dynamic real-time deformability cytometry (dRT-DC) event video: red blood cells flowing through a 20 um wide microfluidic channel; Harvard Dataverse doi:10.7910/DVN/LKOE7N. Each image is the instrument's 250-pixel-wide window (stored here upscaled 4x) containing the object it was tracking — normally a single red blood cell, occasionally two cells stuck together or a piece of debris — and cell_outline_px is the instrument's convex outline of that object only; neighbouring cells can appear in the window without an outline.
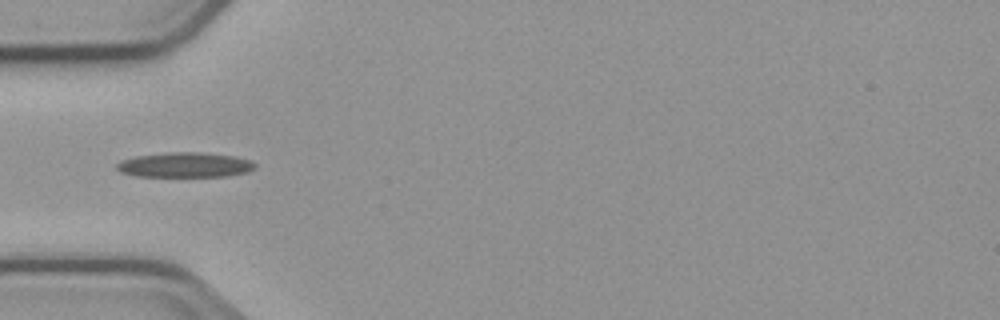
{"species": "common noctule bat (a hibernating species)", "species_latin": "Nyctalus noctula", "temperature_condition": "cold", "stored_images_in_passage": 8, "camera_frame_rate_fps": 3000, "um_per_image_px": 0.085, "animal": {"sex": "male", "body_mass_g": 23.1, "forearm_length_mm": 52.7}, "frame": {"image": 1, "passage_image": 5, "time_ms": 4.667, "image_size_px": [1000, 320], "cell_outline_px": [[256, 168], [248, 172], [228, 176], [136, 176], [120, 172], [116, 168], [116, 164], [120, 160], [136, 156], [172, 152], [200, 152], [236, 156], [252, 160], [256, 164]], "centroid_in_image_um": [15.75, 14.01], "position_along_channel_um": 69.2, "area_um2": 20.23}}
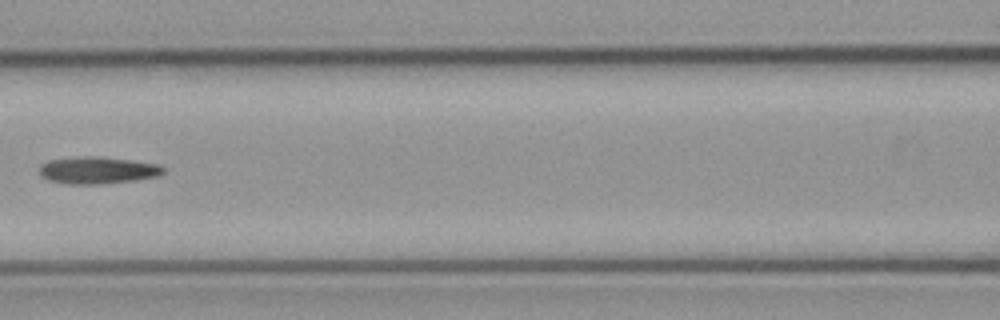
{"frame": {"image": 2, "passage_image": 7, "time_ms": 7.0, "image_size_px": [1000, 320], "cell_outline_px": [[164, 172], [160, 176], [136, 180], [100, 184], [64, 184], [48, 180], [40, 176], [40, 164], [48, 160], [84, 156], [92, 156], [128, 160], [160, 164], [164, 168]], "centroid_in_image_um": [8.28, 14.48], "position_along_channel_um": 158.3, "area_um2": 19.59}}
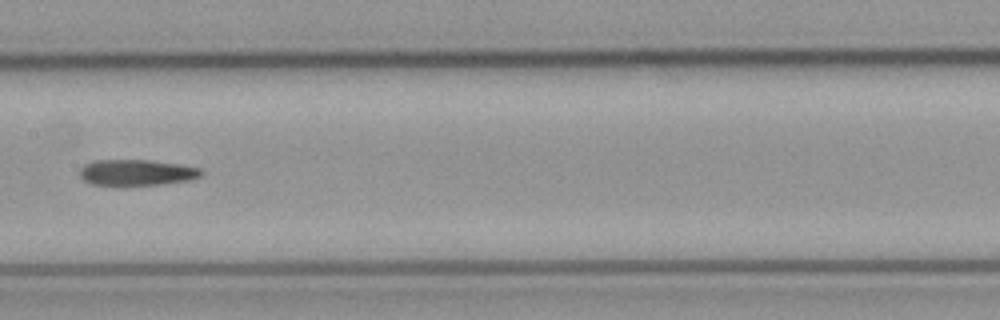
{"frame": {"image": 3, "passage_image": 8, "time_ms": 8.0, "image_size_px": [1000, 320], "cell_outline_px": [[204, 172], [200, 176], [188, 180], [160, 184], [124, 188], [92, 184], [84, 180], [80, 176], [80, 168], [84, 164], [96, 160], [152, 160], [180, 164], [200, 168]], "centroid_in_image_um": [11.58, 14.69], "position_along_channel_um": 195.8, "area_um2": 19.07}}